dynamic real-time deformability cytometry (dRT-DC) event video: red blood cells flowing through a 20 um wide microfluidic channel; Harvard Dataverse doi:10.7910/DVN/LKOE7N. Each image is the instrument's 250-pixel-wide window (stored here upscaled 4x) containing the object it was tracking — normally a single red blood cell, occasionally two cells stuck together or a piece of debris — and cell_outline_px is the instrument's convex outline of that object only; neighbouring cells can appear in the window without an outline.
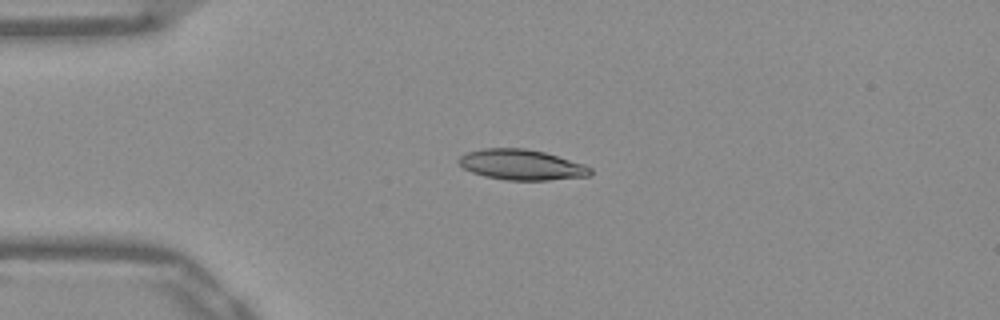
{"species": "Egyptian fruit bat (a non-hibernating species)", "species_latin": "Rousettus aegyptiacus", "temperature_condition": "warm", "stored_images_in_passage": 40, "camera_frame_rate_fps": 3000, "um_per_image_px": 0.085, "frame": {"image": 1, "passage_image": 1, "time_ms": 0.0, "image_size_px": [1000, 320], "cell_outline_px": [[592, 172], [588, 176], [548, 180], [504, 180], [484, 176], [472, 172], [464, 168], [456, 160], [460, 156], [468, 152], [484, 148], [524, 148], [544, 152], [584, 164], [592, 168]], "centroid_in_image_um": [44.32, 14.0], "position_along_channel_um": 40.7, "area_um2": 23.29}}
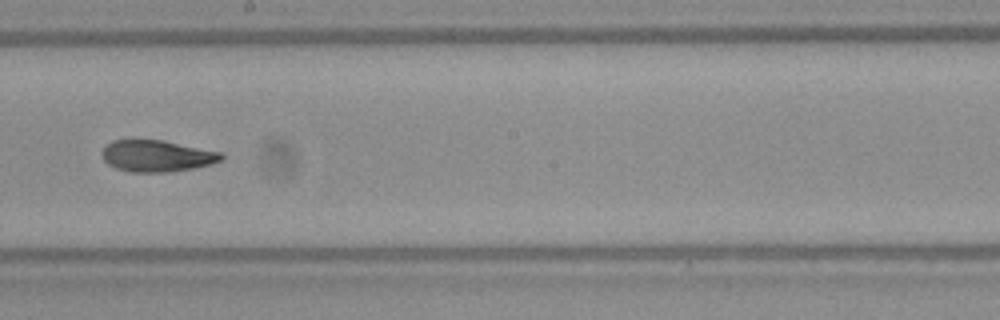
{"frame": {"image": 2, "passage_image": 18, "time_ms": 5.667, "image_size_px": [1000, 320], "cell_outline_px": [[224, 160], [212, 164], [192, 168], [168, 172], [128, 172], [116, 168], [108, 164], [104, 160], [100, 152], [112, 140], [164, 140], [224, 152]], "centroid_in_image_um": [13.38, 13.25], "position_along_channel_um": 234.8, "area_um2": 22.2}}
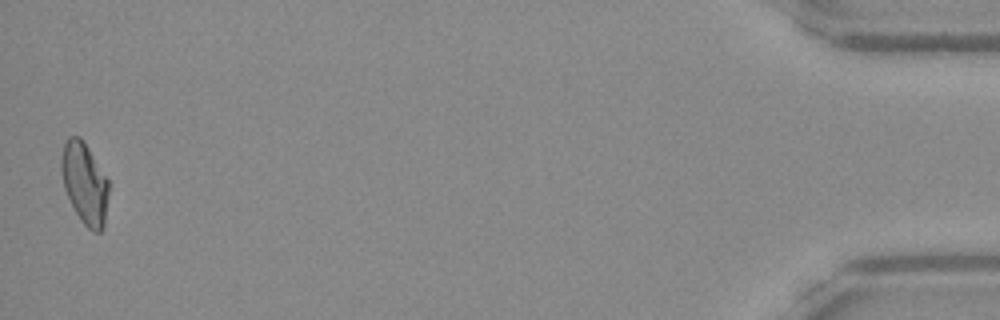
{"frame": {"image": 3, "passage_image": 40, "time_ms": 13.0, "image_size_px": [1000, 320], "cell_outline_px": [[108, 196], [104, 228], [100, 232], [92, 232], [80, 220], [64, 188], [60, 168], [60, 160], [64, 144], [68, 136], [80, 136], [88, 148], [108, 180]], "centroid_in_image_um": [7.19, 15.59], "position_along_channel_um": 428.0, "area_um2": 22.37}, "authors_computed_cell_mechanics": {"area_um2": 22.4264, "velocity_mm_per_s": 3.8964, "shape_relaxation_time_tau1_ms": 8.084, "shape_relaxation_time_tau2_ms": 2.2257, "deformation_change_tau1": 0.2167, "deformation_change_tau2": 0.0816}}